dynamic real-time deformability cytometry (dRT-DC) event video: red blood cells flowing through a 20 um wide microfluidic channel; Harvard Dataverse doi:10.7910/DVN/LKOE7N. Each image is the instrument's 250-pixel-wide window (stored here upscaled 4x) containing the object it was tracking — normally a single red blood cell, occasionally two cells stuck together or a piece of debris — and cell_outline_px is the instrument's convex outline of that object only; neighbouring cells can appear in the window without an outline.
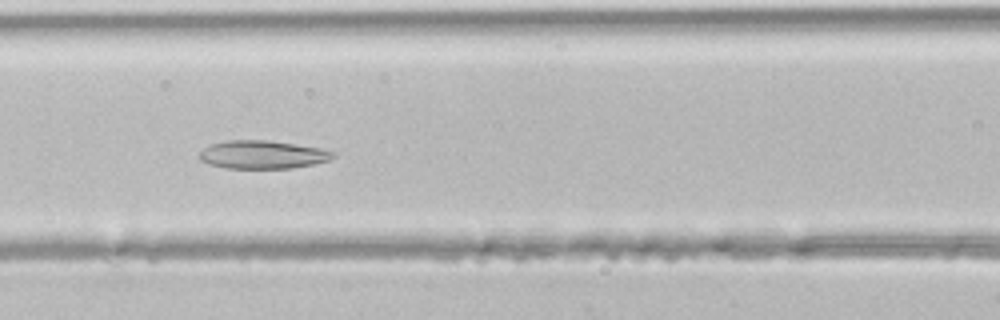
{"species": "common noctule bat (a hibernating species)", "species_latin": "Nyctalus noctula", "temperature_condition": "room temperature", "stored_images_in_passage": 30, "camera_frame_rate_fps": 3000, "um_per_image_px": 0.085, "animal": {"sex": "male", "body_mass_g": 21.5, "forearm_length_mm": 52.0}, "frame": {"image": 1, "passage_image": 6, "time_ms": 1.667, "image_size_px": [1000, 320], "cell_outline_px": [[336, 156], [328, 160], [312, 164], [292, 168], [224, 168], [208, 164], [200, 160], [196, 156], [208, 144], [228, 140], [268, 140], [320, 148], [336, 152]], "centroid_in_image_um": [22.26, 13.14], "position_along_channel_um": 144.3, "area_um2": 22.08}}
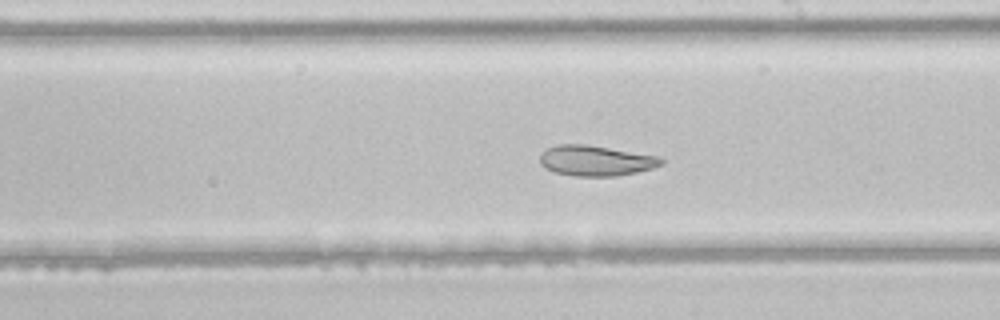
{"frame": {"image": 2, "passage_image": 12, "time_ms": 3.667, "image_size_px": [1000, 320], "cell_outline_px": [[664, 164], [652, 168], [636, 172], [616, 176], [576, 176], [552, 172], [544, 168], [540, 164], [540, 156], [548, 148], [560, 144], [588, 144], [656, 156], [664, 160]], "centroid_in_image_um": [50.62, 13.66], "position_along_channel_um": 238.4, "area_um2": 21.44}}
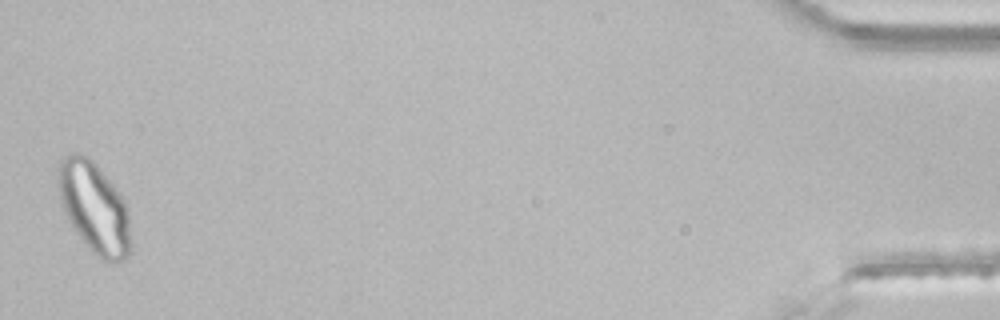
{"frame": {"image": 3, "passage_image": 30, "time_ms": 9.667, "image_size_px": [1000, 320], "cell_outline_px": [[132, 244], [128, 256], [124, 260], [116, 264], [108, 264], [100, 260], [92, 252], [76, 232], [64, 212], [60, 200], [56, 168], [60, 160], [64, 156], [72, 152], [76, 152], [88, 156], [96, 164], [112, 184], [120, 196], [128, 212], [132, 240]], "centroid_in_image_um": [8.01, 17.69], "position_along_channel_um": 427.2, "area_um2": 38.9}}